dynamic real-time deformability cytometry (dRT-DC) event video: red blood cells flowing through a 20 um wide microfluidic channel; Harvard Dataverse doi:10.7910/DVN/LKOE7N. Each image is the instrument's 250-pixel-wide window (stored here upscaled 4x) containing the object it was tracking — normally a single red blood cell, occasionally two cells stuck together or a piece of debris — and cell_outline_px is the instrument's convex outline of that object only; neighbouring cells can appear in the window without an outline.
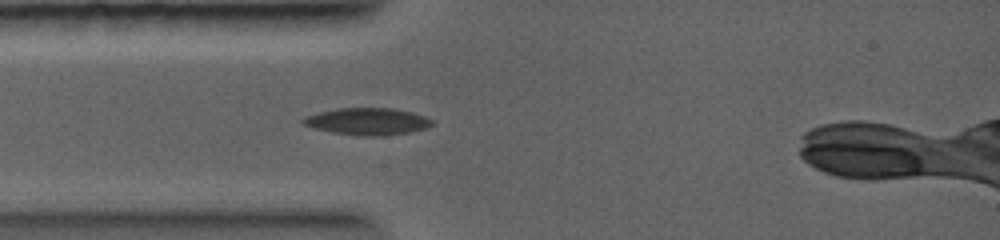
{"species": "common noctule bat (a hibernating species)", "species_latin": "Nyctalus noctula", "temperature_condition": "warm", "stored_images_in_passage": 3, "camera_frame_rate_fps": 5000, "um_per_image_px": 0.085, "animal": {"sex": "female", "body_mass_g": 19.0, "forearm_length_mm": 56.7}, "frame": {"image": 1, "passage_image": 3, "time_ms": 1.6, "image_size_px": [1000, 240], "cell_outline_px": [[436, 120], [428, 128], [408, 132], [380, 136], [356, 136], [332, 132], [316, 128], [304, 124], [300, 120], [304, 116], [316, 112], [336, 108], [392, 108], [412, 112]], "centroid_in_image_um": [31.23, 10.31], "position_along_channel_um": 53.8, "area_um2": 20.46}}